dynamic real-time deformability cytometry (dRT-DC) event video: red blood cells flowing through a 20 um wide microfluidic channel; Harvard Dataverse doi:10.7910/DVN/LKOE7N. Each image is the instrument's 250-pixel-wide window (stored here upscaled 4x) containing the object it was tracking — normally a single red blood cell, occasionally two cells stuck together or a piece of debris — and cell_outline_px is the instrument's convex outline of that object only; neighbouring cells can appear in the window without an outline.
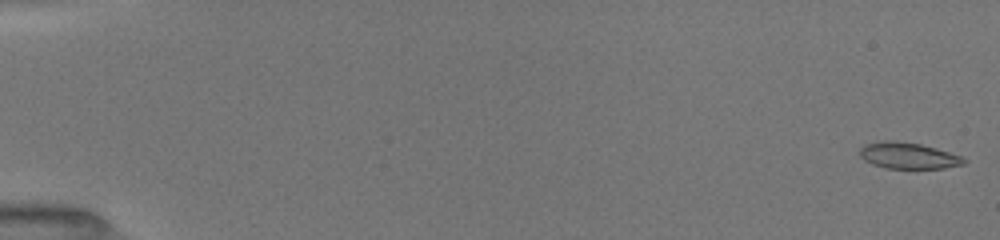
{"species": "common noctule bat (a hibernating species)", "species_latin": "Nyctalus noctula", "temperature_condition": "room temperature", "stored_images_in_passage": 29, "camera_frame_rate_fps": 3000, "um_per_image_px": 0.085, "animal": {"sex": "female", "body_mass_g": 19.5, "forearm_length_mm": 54.1}, "frame": {"image": 1, "passage_image": 1, "time_ms": 0.0, "image_size_px": [1000, 240], "cell_outline_px": [[968, 160], [964, 164], [944, 168], [884, 168], [872, 164], [864, 160], [860, 156], [860, 148], [864, 144], [876, 140], [896, 140], [920, 144], [936, 148], [960, 156]], "centroid_in_image_um": [77.15, 13.21], "position_along_channel_um": 7.9, "area_um2": 16.07}}
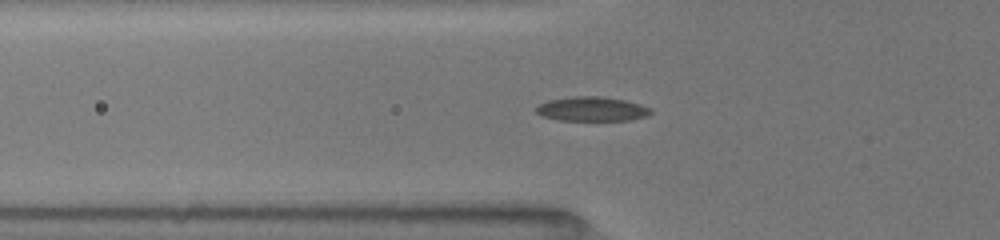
{"frame": {"image": 2, "passage_image": 22, "time_ms": 6.0, "image_size_px": [1000, 240], "cell_outline_px": [[652, 112], [648, 116], [632, 120], [560, 120], [544, 116], [536, 112], [536, 108], [540, 104], [548, 100], [572, 96], [600, 96], [624, 100], [640, 104], [652, 108]], "centroid_in_image_um": [50.36, 9.26], "position_along_channel_um": 75.4, "area_um2": 16.24}}
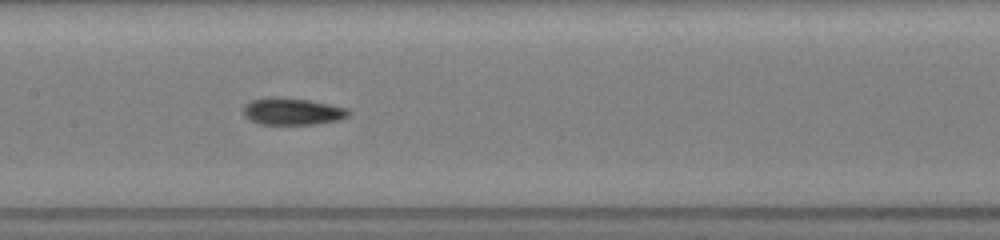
{"frame": {"image": 3, "passage_image": 28, "time_ms": 8.667, "image_size_px": [1000, 240], "cell_outline_px": [[352, 112], [348, 116], [340, 120], [316, 124], [260, 124], [244, 116], [244, 104], [252, 100], [268, 96], [280, 96], [308, 100], [348, 108]], "centroid_in_image_um": [24.86, 9.46], "position_along_channel_um": 182.5, "area_um2": 16.7}}